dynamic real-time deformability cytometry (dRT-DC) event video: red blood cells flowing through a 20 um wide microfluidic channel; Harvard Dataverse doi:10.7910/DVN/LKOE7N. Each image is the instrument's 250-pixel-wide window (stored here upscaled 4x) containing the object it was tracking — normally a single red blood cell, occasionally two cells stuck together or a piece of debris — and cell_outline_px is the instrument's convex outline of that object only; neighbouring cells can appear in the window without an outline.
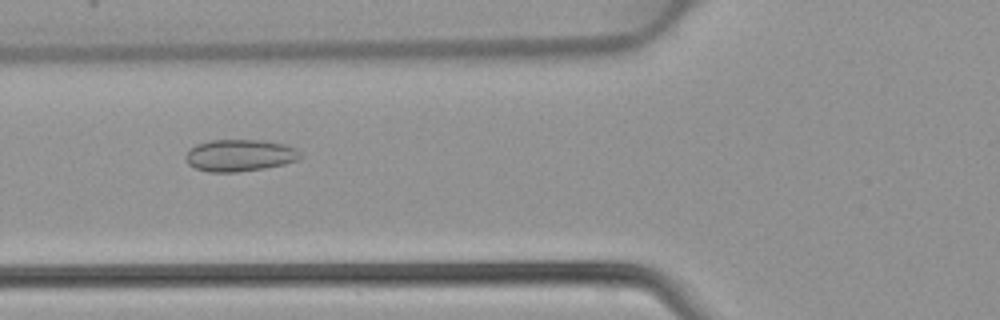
{"species": "common noctule bat (a hibernating species)", "species_latin": "Nyctalus noctula", "temperature_condition": "warm", "stored_images_in_passage": 41, "camera_frame_rate_fps": 3000, "um_per_image_px": 0.085, "animal": {"sex": "female", "body_mass_g": 22.7, "forearm_length_mm": 54.2}, "frame": {"image": 1, "passage_image": 13, "time_ms": 4.0, "image_size_px": [1000, 320], "cell_outline_px": [[304, 156], [296, 160], [284, 164], [264, 168], [236, 172], [208, 172], [196, 168], [188, 164], [184, 156], [196, 144], [212, 140], [264, 140], [284, 144], [296, 148]], "centroid_in_image_um": [20.4, 13.2], "position_along_channel_um": 105.4, "area_um2": 21.33}}
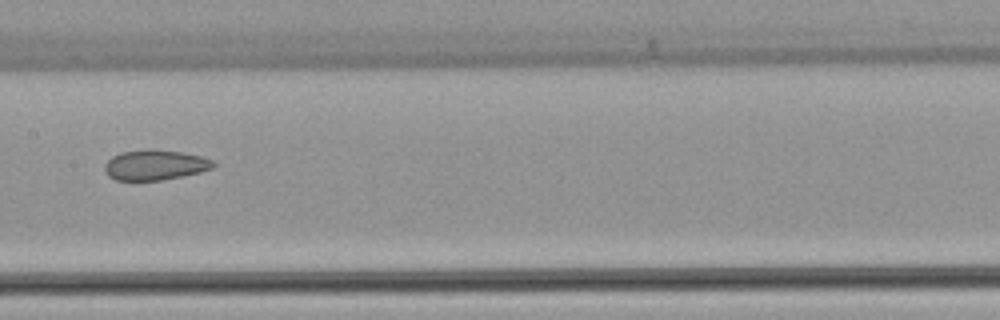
{"frame": {"image": 2, "passage_image": 19, "time_ms": 6.0, "image_size_px": [1000, 320], "cell_outline_px": [[216, 164], [212, 168], [200, 172], [160, 180], [116, 180], [108, 176], [104, 168], [104, 164], [112, 156], [120, 152], [148, 148], [152, 148], [180, 152], [200, 156], [212, 160]], "centroid_in_image_um": [13.14, 14.0], "position_along_channel_um": 194.3, "area_um2": 19.13}}
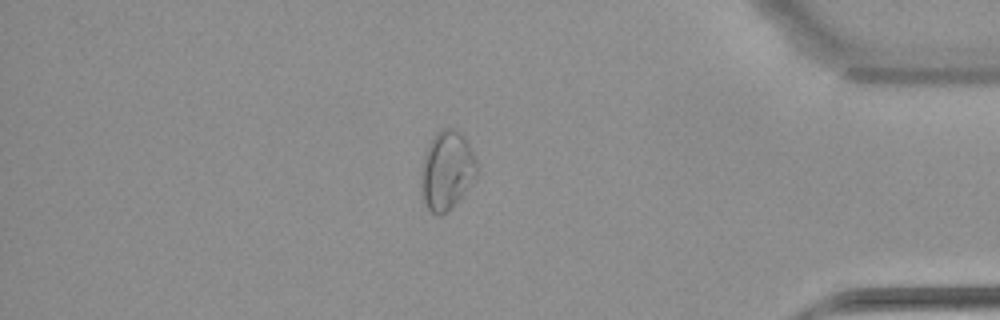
{"frame": {"image": 3, "passage_image": 35, "time_ms": 11.333, "image_size_px": [1000, 320], "cell_outline_px": [[476, 176], [452, 208], [440, 216], [436, 216], [428, 208], [424, 200], [420, 188], [420, 172], [424, 152], [428, 144], [436, 132], [440, 128], [456, 128], [464, 136], [476, 160]], "centroid_in_image_um": [37.94, 14.47], "position_along_channel_um": 397.3, "area_um2": 25.72}}